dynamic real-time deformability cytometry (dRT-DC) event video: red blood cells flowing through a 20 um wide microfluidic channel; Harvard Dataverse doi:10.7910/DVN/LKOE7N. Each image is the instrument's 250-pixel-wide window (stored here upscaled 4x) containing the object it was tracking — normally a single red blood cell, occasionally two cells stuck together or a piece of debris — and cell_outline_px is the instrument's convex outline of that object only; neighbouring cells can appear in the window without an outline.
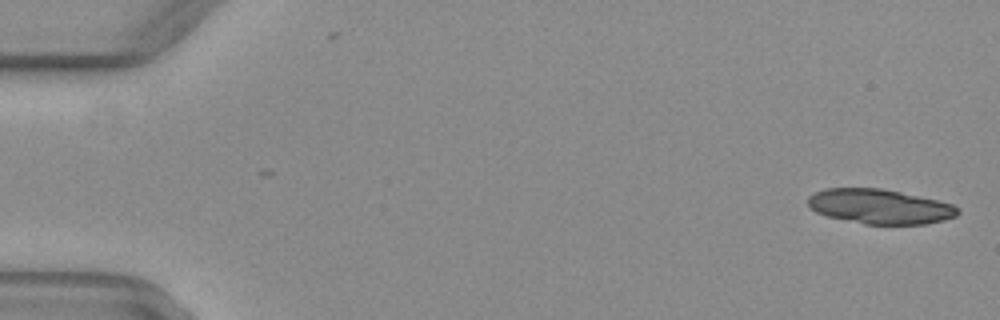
{"species": "common noctule bat (a hibernating species)", "species_latin": "Nyctalus noctula", "temperature_condition": "warm", "stored_images_in_passage": 51, "camera_frame_rate_fps": 3000, "um_per_image_px": 0.085, "animal": {"sex": "female", "body_mass_g": 29.2, "forearm_length_mm": 56.3}, "frame": {"image": 1, "passage_image": 1, "time_ms": 0.0, "image_size_px": [1000, 320], "cell_outline_px": [[960, 212], [956, 216], [944, 220], [924, 224], [864, 224], [828, 216], [816, 212], [808, 204], [808, 196], [824, 188], [880, 188], [900, 192], [936, 200], [952, 204], [960, 208]], "centroid_in_image_um": [74.79, 17.55], "position_along_channel_um": 10.2, "area_um2": 30.11}}
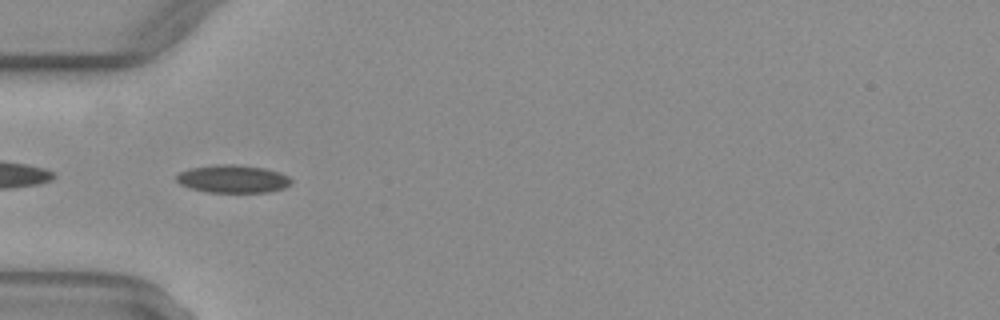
{"frame": {"image": 2, "passage_image": 17, "time_ms": 5.333, "image_size_px": [1000, 320], "cell_outline_px": [[292, 184], [284, 188], [268, 192], [208, 192], [192, 188], [180, 184], [176, 180], [176, 176], [180, 172], [192, 168], [212, 164], [236, 164], [264, 168], [280, 172], [288, 176], [292, 180]], "centroid_in_image_um": [19.82, 15.2], "position_along_channel_um": 65.2, "area_um2": 18.67}}
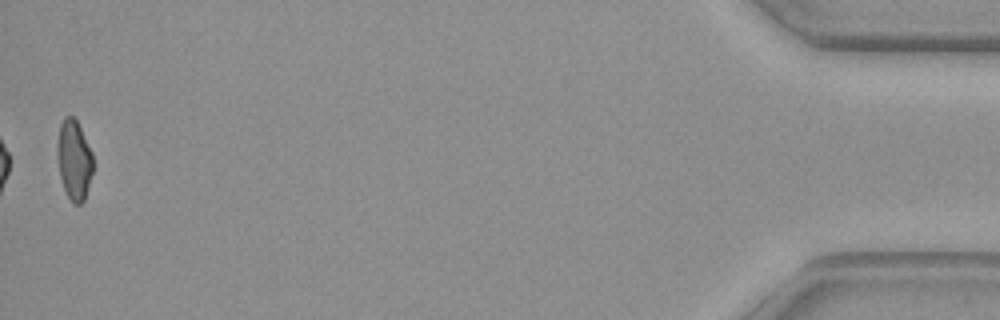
{"frame": {"image": 3, "passage_image": 51, "time_ms": 16.667, "image_size_px": [1000, 320], "cell_outline_px": [[92, 172], [84, 200], [80, 204], [72, 204], [64, 188], [60, 176], [56, 148], [56, 144], [60, 124], [64, 116], [72, 116], [76, 120], [92, 152]], "centroid_in_image_um": [6.27, 13.58], "position_along_channel_um": 428.9, "area_um2": 16.47}, "authors_computed_cell_mechanics": {"area_um2": 18.1492, "velocity_mm_per_s": 4.0643, "shape_relaxation_time_tau1_ms": 8.0278, "shape_relaxation_time_tau2_ms": 1.7734, "deformation_change_tau1": 0.1846, "deformation_change_tau2": 0.0895}}